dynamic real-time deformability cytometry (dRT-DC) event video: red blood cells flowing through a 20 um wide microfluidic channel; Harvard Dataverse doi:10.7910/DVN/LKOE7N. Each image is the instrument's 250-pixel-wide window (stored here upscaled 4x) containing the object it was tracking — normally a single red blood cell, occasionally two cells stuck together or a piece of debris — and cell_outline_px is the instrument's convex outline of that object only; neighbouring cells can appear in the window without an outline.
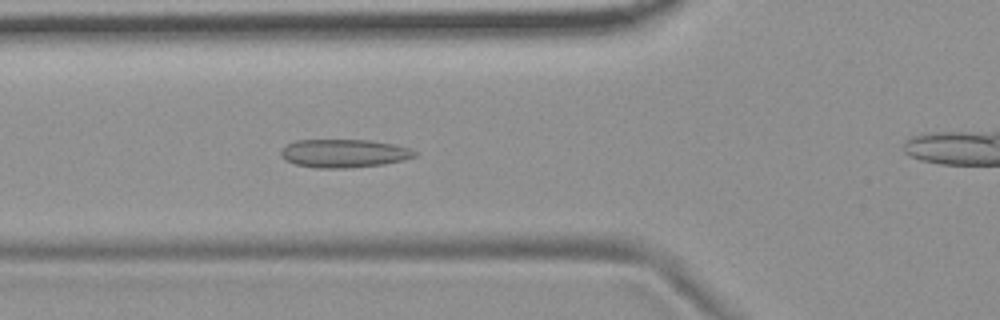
{"species": "common noctule bat (a hibernating species)", "species_latin": "Nyctalus noctula", "temperature_condition": "room temperature", "stored_images_in_passage": 54, "camera_frame_rate_fps": 3000, "um_per_image_px": 0.085, "animal": {"sex": "female", "body_mass_g": 19.9}, "frame": {"image": 1, "passage_image": 19, "time_ms": 6.0, "image_size_px": [1000, 320], "cell_outline_px": [[416, 156], [404, 160], [384, 164], [348, 168], [316, 168], [296, 164], [284, 160], [280, 156], [280, 152], [288, 144], [296, 140], [372, 140], [392, 144], [408, 148], [416, 152]], "centroid_in_image_um": [29.22, 13.04], "position_along_channel_um": 96.6, "area_um2": 22.02}}
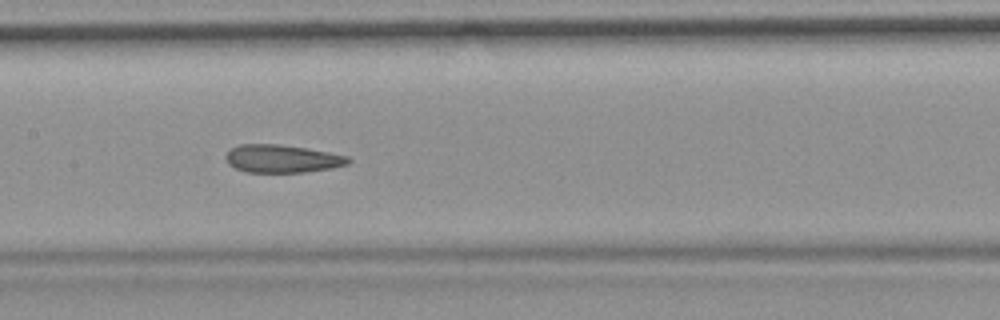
{"frame": {"image": 2, "passage_image": 26, "time_ms": 8.333, "image_size_px": [1000, 320], "cell_outline_px": [[352, 160], [348, 164], [332, 168], [304, 172], [248, 172], [236, 168], [228, 164], [224, 156], [232, 148], [240, 144], [276, 144], [304, 148], [328, 152], [348, 156]], "centroid_in_image_um": [23.98, 13.49], "position_along_channel_um": 183.4, "area_um2": 19.77}}
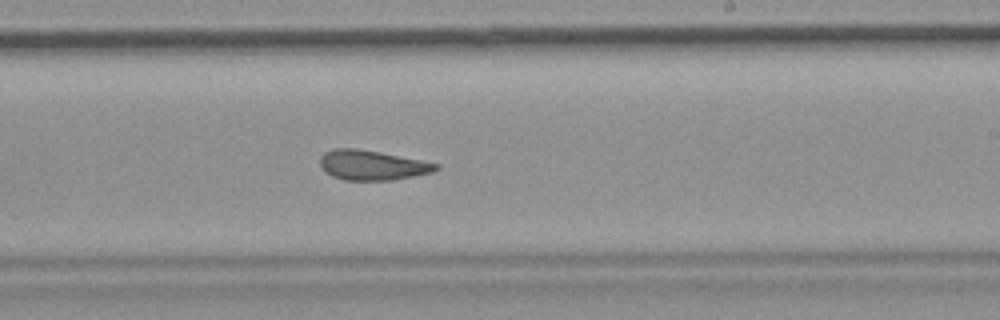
{"frame": {"image": 3, "passage_image": 32, "time_ms": 10.333, "image_size_px": [1000, 320], "cell_outline_px": [[440, 168], [432, 172], [392, 180], [344, 180], [332, 176], [320, 164], [320, 156], [324, 152], [332, 148], [356, 148], [380, 152], [440, 164]], "centroid_in_image_um": [31.63, 14.03], "position_along_channel_um": 257.4, "area_um2": 20.0}, "authors_computed_cell_mechanics": {"area_um2": 21.2704, "velocity_mm_per_s": 3.7139, "shape_relaxation_time_tau1_ms": null, "shape_relaxation_time_tau2_ms": 3.1011, "deformation_change_tau1": null, "deformation_change_tau2": 0.0879}}